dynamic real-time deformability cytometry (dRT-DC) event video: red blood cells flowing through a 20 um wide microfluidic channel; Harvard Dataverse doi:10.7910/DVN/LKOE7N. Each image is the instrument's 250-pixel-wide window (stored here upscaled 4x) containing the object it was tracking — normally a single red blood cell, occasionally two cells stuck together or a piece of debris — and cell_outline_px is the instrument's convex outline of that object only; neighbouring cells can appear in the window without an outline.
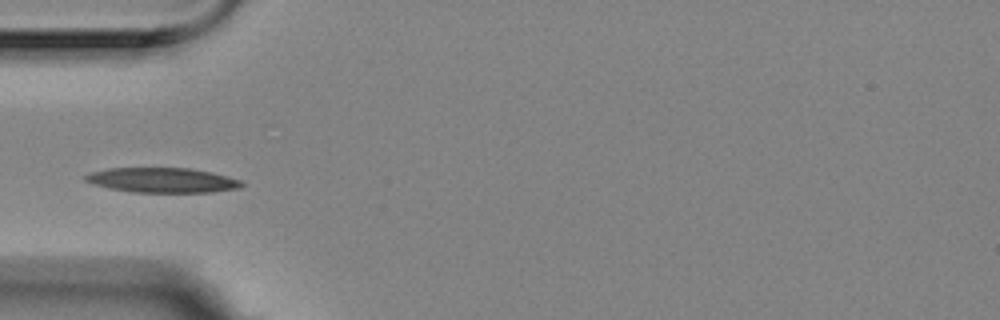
{"species": "Egyptian fruit bat (a non-hibernating species)", "species_latin": "Rousettus aegyptiacus", "temperature_condition": "room temperature", "stored_images_in_passage": 9, "camera_frame_rate_fps": 3000, "um_per_image_px": 0.085, "animal": {"sex": "female"}, "frame": {"image": 1, "passage_image": 4, "time_ms": 1.0, "image_size_px": [1000, 320], "cell_outline_px": [[244, 184], [240, 188], [212, 192], [132, 192], [108, 188], [92, 184], [84, 180], [84, 176], [92, 172], [108, 168], [188, 168], [212, 172], [228, 176], [240, 180]], "centroid_in_image_um": [13.79, 15.31], "position_along_channel_um": 71.2, "area_um2": 22.66}}
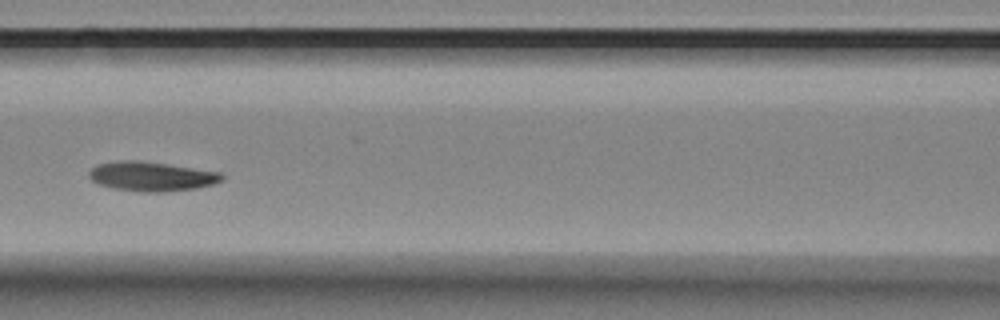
{"frame": {"image": 2, "passage_image": 6, "time_ms": 1.667, "image_size_px": [1000, 320], "cell_outline_px": [[224, 180], [212, 184], [196, 188], [164, 192], [140, 192], [112, 188], [100, 184], [92, 180], [88, 176], [88, 172], [96, 164], [124, 160], [140, 160], [168, 164], [220, 172], [224, 176]], "centroid_in_image_um": [12.87, 14.99], "position_along_channel_um": 153.7, "area_um2": 22.83}}
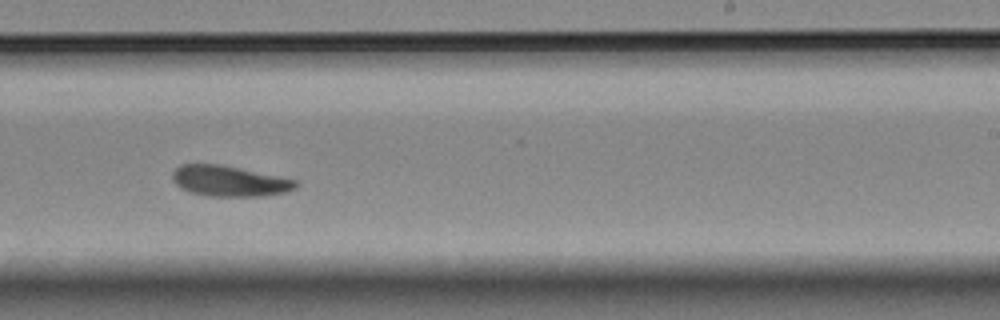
{"frame": {"image": 3, "passage_image": 9, "time_ms": 2.667, "image_size_px": [1000, 320], "cell_outline_px": [[296, 188], [288, 192], [260, 196], [208, 196], [188, 192], [180, 188], [172, 180], [172, 172], [180, 164], [220, 164], [296, 180]], "centroid_in_image_um": [19.44, 15.39], "position_along_channel_um": 269.6, "area_um2": 21.96}}